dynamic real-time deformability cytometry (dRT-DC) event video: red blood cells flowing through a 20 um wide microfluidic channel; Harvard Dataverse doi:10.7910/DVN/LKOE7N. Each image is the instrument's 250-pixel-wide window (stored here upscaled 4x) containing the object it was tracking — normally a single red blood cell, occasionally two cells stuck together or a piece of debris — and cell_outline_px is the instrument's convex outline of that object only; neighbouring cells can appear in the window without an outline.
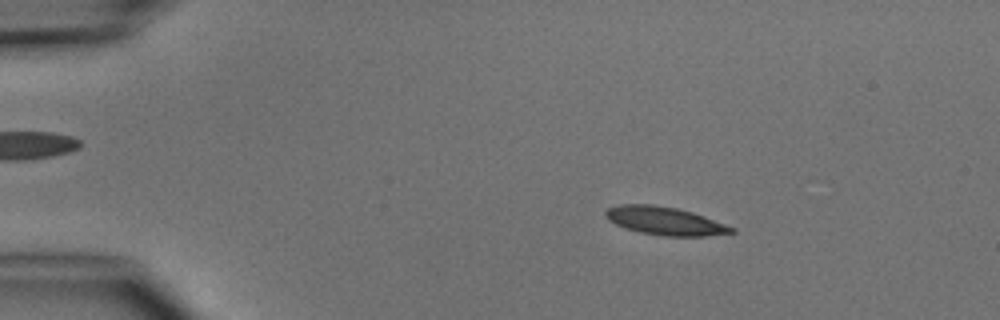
{"species": "common noctule bat (a hibernating species)", "species_latin": "Nyctalus noctula", "temperature_condition": "cold", "stored_images_in_passage": 3, "camera_frame_rate_fps": 3000, "um_per_image_px": 0.085, "animal": {"sex": "male", "body_mass_g": 15.6}, "frame": {"image": 1, "passage_image": 2, "time_ms": 1.333, "image_size_px": [1000, 320], "cell_outline_px": [[736, 232], [704, 236], [664, 236], [640, 232], [616, 224], [608, 220], [604, 216], [604, 212], [608, 208], [620, 204], [652, 204], [676, 208], [692, 212], [704, 216], [736, 228]], "centroid_in_image_um": [56.52, 18.77], "position_along_channel_um": 28.5, "area_um2": 20.58}}